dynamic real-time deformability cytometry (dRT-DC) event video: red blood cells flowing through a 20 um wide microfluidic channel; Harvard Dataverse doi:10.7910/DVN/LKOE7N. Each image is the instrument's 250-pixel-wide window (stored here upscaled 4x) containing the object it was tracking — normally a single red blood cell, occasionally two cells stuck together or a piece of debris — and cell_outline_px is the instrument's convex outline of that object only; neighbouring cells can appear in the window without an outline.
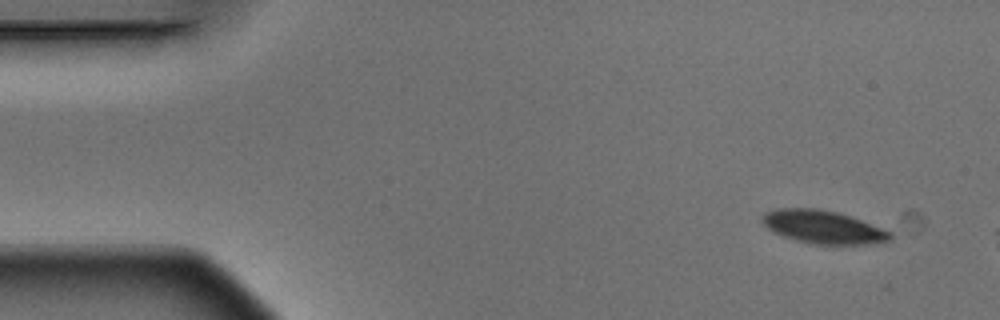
{"species": "Egyptian fruit bat (a non-hibernating species)", "species_latin": "Rousettus aegyptiacus", "temperature_condition": "warm", "stored_images_in_passage": 3, "camera_frame_rate_fps": 3000, "um_per_image_px": 0.085, "animal": {"sex": "male"}, "frame": {"image": 1, "passage_image": 1, "time_ms": 0.0, "image_size_px": [1000, 320], "cell_outline_px": [[892, 240], [868, 244], [812, 244], [784, 236], [768, 228], [764, 224], [764, 216], [768, 212], [780, 208], [816, 208], [836, 212], [860, 220], [892, 232]], "centroid_in_image_um": [70.01, 19.3], "position_along_channel_um": 15.0, "area_um2": 24.04}}